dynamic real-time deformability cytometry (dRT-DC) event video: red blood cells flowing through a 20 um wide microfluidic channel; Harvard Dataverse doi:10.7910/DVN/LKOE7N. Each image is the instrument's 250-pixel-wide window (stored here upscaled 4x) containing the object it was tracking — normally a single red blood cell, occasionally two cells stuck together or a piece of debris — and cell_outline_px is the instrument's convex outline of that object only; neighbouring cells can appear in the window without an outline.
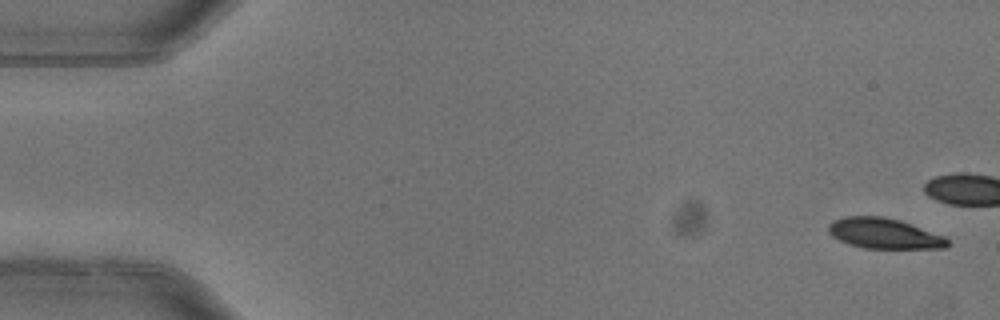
{"species": "common noctule bat (a hibernating species)", "species_latin": "Nyctalus noctula", "temperature_condition": "warm", "stored_images_in_passage": 4, "camera_frame_rate_fps": 3000, "um_per_image_px": 0.085, "animal": {"sex": "female"}, "frame": {"image": 1, "passage_image": 1, "time_ms": 0.0, "image_size_px": [1000, 320], "cell_outline_px": [[948, 244], [944, 248], [864, 248], [848, 244], [832, 236], [828, 232], [828, 224], [832, 220], [844, 216], [884, 216], [900, 220], [944, 236], [948, 240]], "centroid_in_image_um": [75.1, 19.83], "position_along_channel_um": 9.9, "area_um2": 21.1}}